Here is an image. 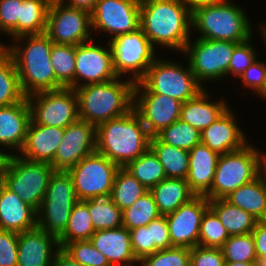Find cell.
I'll use <instances>...</instances> for the list:
<instances>
[{
	"mask_svg": "<svg viewBox=\"0 0 266 266\" xmlns=\"http://www.w3.org/2000/svg\"><path fill=\"white\" fill-rule=\"evenodd\" d=\"M124 168L149 191L167 178L163 165L150 147Z\"/></svg>",
	"mask_w": 266,
	"mask_h": 266,
	"instance_id": "34",
	"label": "cell"
},
{
	"mask_svg": "<svg viewBox=\"0 0 266 266\" xmlns=\"http://www.w3.org/2000/svg\"><path fill=\"white\" fill-rule=\"evenodd\" d=\"M92 42L90 40L76 46L75 88L117 78L113 68L111 47L106 49ZM79 81L85 83L81 85Z\"/></svg>",
	"mask_w": 266,
	"mask_h": 266,
	"instance_id": "17",
	"label": "cell"
},
{
	"mask_svg": "<svg viewBox=\"0 0 266 266\" xmlns=\"http://www.w3.org/2000/svg\"><path fill=\"white\" fill-rule=\"evenodd\" d=\"M224 266H257V262H225Z\"/></svg>",
	"mask_w": 266,
	"mask_h": 266,
	"instance_id": "58",
	"label": "cell"
},
{
	"mask_svg": "<svg viewBox=\"0 0 266 266\" xmlns=\"http://www.w3.org/2000/svg\"><path fill=\"white\" fill-rule=\"evenodd\" d=\"M189 152V173L186 181L196 196H205L212 187L220 154L202 142Z\"/></svg>",
	"mask_w": 266,
	"mask_h": 266,
	"instance_id": "26",
	"label": "cell"
},
{
	"mask_svg": "<svg viewBox=\"0 0 266 266\" xmlns=\"http://www.w3.org/2000/svg\"><path fill=\"white\" fill-rule=\"evenodd\" d=\"M153 194L160 215L174 212L179 206L189 202L196 195L191 191L185 179L165 178L155 185Z\"/></svg>",
	"mask_w": 266,
	"mask_h": 266,
	"instance_id": "28",
	"label": "cell"
},
{
	"mask_svg": "<svg viewBox=\"0 0 266 266\" xmlns=\"http://www.w3.org/2000/svg\"><path fill=\"white\" fill-rule=\"evenodd\" d=\"M257 266H266V258L257 259Z\"/></svg>",
	"mask_w": 266,
	"mask_h": 266,
	"instance_id": "59",
	"label": "cell"
},
{
	"mask_svg": "<svg viewBox=\"0 0 266 266\" xmlns=\"http://www.w3.org/2000/svg\"><path fill=\"white\" fill-rule=\"evenodd\" d=\"M58 1L71 7L86 10L90 13L94 10L97 2V0H68L67 3L65 0Z\"/></svg>",
	"mask_w": 266,
	"mask_h": 266,
	"instance_id": "54",
	"label": "cell"
},
{
	"mask_svg": "<svg viewBox=\"0 0 266 266\" xmlns=\"http://www.w3.org/2000/svg\"><path fill=\"white\" fill-rule=\"evenodd\" d=\"M151 136L134 108L96 127V151L119 167L142 155L150 147Z\"/></svg>",
	"mask_w": 266,
	"mask_h": 266,
	"instance_id": "2",
	"label": "cell"
},
{
	"mask_svg": "<svg viewBox=\"0 0 266 266\" xmlns=\"http://www.w3.org/2000/svg\"><path fill=\"white\" fill-rule=\"evenodd\" d=\"M54 171L50 163L31 161L12 154L2 183L38 211Z\"/></svg>",
	"mask_w": 266,
	"mask_h": 266,
	"instance_id": "8",
	"label": "cell"
},
{
	"mask_svg": "<svg viewBox=\"0 0 266 266\" xmlns=\"http://www.w3.org/2000/svg\"><path fill=\"white\" fill-rule=\"evenodd\" d=\"M150 148L164 167L167 178L185 179L189 173V152L161 142L156 136L150 138Z\"/></svg>",
	"mask_w": 266,
	"mask_h": 266,
	"instance_id": "31",
	"label": "cell"
},
{
	"mask_svg": "<svg viewBox=\"0 0 266 266\" xmlns=\"http://www.w3.org/2000/svg\"><path fill=\"white\" fill-rule=\"evenodd\" d=\"M160 216L153 194L148 191L138 198L130 207L122 211L123 227L132 230L147 226Z\"/></svg>",
	"mask_w": 266,
	"mask_h": 266,
	"instance_id": "39",
	"label": "cell"
},
{
	"mask_svg": "<svg viewBox=\"0 0 266 266\" xmlns=\"http://www.w3.org/2000/svg\"><path fill=\"white\" fill-rule=\"evenodd\" d=\"M257 177L258 149L247 144L239 150L220 154L211 190L205 196L209 200L225 198Z\"/></svg>",
	"mask_w": 266,
	"mask_h": 266,
	"instance_id": "9",
	"label": "cell"
},
{
	"mask_svg": "<svg viewBox=\"0 0 266 266\" xmlns=\"http://www.w3.org/2000/svg\"><path fill=\"white\" fill-rule=\"evenodd\" d=\"M52 266H82L79 262L68 255L62 248L57 250Z\"/></svg>",
	"mask_w": 266,
	"mask_h": 266,
	"instance_id": "53",
	"label": "cell"
},
{
	"mask_svg": "<svg viewBox=\"0 0 266 266\" xmlns=\"http://www.w3.org/2000/svg\"><path fill=\"white\" fill-rule=\"evenodd\" d=\"M22 0H0V30L17 38V20Z\"/></svg>",
	"mask_w": 266,
	"mask_h": 266,
	"instance_id": "47",
	"label": "cell"
},
{
	"mask_svg": "<svg viewBox=\"0 0 266 266\" xmlns=\"http://www.w3.org/2000/svg\"><path fill=\"white\" fill-rule=\"evenodd\" d=\"M227 230L216 213L209 207L201 220L198 245L203 247L221 248L229 238Z\"/></svg>",
	"mask_w": 266,
	"mask_h": 266,
	"instance_id": "42",
	"label": "cell"
},
{
	"mask_svg": "<svg viewBox=\"0 0 266 266\" xmlns=\"http://www.w3.org/2000/svg\"><path fill=\"white\" fill-rule=\"evenodd\" d=\"M59 248L58 238L38 227L20 232L17 266H52Z\"/></svg>",
	"mask_w": 266,
	"mask_h": 266,
	"instance_id": "20",
	"label": "cell"
},
{
	"mask_svg": "<svg viewBox=\"0 0 266 266\" xmlns=\"http://www.w3.org/2000/svg\"><path fill=\"white\" fill-rule=\"evenodd\" d=\"M10 156V153L0 152V183L3 181Z\"/></svg>",
	"mask_w": 266,
	"mask_h": 266,
	"instance_id": "57",
	"label": "cell"
},
{
	"mask_svg": "<svg viewBox=\"0 0 266 266\" xmlns=\"http://www.w3.org/2000/svg\"><path fill=\"white\" fill-rule=\"evenodd\" d=\"M261 29H262L261 30L262 31L261 33H262L263 38L265 40L264 42L266 43V25H263V27Z\"/></svg>",
	"mask_w": 266,
	"mask_h": 266,
	"instance_id": "60",
	"label": "cell"
},
{
	"mask_svg": "<svg viewBox=\"0 0 266 266\" xmlns=\"http://www.w3.org/2000/svg\"><path fill=\"white\" fill-rule=\"evenodd\" d=\"M225 262H257L254 238L251 233L230 236L221 247Z\"/></svg>",
	"mask_w": 266,
	"mask_h": 266,
	"instance_id": "41",
	"label": "cell"
},
{
	"mask_svg": "<svg viewBox=\"0 0 266 266\" xmlns=\"http://www.w3.org/2000/svg\"><path fill=\"white\" fill-rule=\"evenodd\" d=\"M96 151V127L78 119L65 128L63 138L50 163L55 171H68L85 156Z\"/></svg>",
	"mask_w": 266,
	"mask_h": 266,
	"instance_id": "16",
	"label": "cell"
},
{
	"mask_svg": "<svg viewBox=\"0 0 266 266\" xmlns=\"http://www.w3.org/2000/svg\"><path fill=\"white\" fill-rule=\"evenodd\" d=\"M76 45L52 44L50 62L56 76V89H75Z\"/></svg>",
	"mask_w": 266,
	"mask_h": 266,
	"instance_id": "35",
	"label": "cell"
},
{
	"mask_svg": "<svg viewBox=\"0 0 266 266\" xmlns=\"http://www.w3.org/2000/svg\"><path fill=\"white\" fill-rule=\"evenodd\" d=\"M181 1L191 12L207 5L215 4L221 0H179Z\"/></svg>",
	"mask_w": 266,
	"mask_h": 266,
	"instance_id": "55",
	"label": "cell"
},
{
	"mask_svg": "<svg viewBox=\"0 0 266 266\" xmlns=\"http://www.w3.org/2000/svg\"><path fill=\"white\" fill-rule=\"evenodd\" d=\"M203 89L190 65L185 68L177 63L156 58L145 76L135 83L134 93H157L184 103Z\"/></svg>",
	"mask_w": 266,
	"mask_h": 266,
	"instance_id": "6",
	"label": "cell"
},
{
	"mask_svg": "<svg viewBox=\"0 0 266 266\" xmlns=\"http://www.w3.org/2000/svg\"><path fill=\"white\" fill-rule=\"evenodd\" d=\"M151 235L153 242V253L173 247L171 244L166 215H160L151 221Z\"/></svg>",
	"mask_w": 266,
	"mask_h": 266,
	"instance_id": "51",
	"label": "cell"
},
{
	"mask_svg": "<svg viewBox=\"0 0 266 266\" xmlns=\"http://www.w3.org/2000/svg\"><path fill=\"white\" fill-rule=\"evenodd\" d=\"M192 12L179 0L140 1V28L152 45L184 52L190 38Z\"/></svg>",
	"mask_w": 266,
	"mask_h": 266,
	"instance_id": "1",
	"label": "cell"
},
{
	"mask_svg": "<svg viewBox=\"0 0 266 266\" xmlns=\"http://www.w3.org/2000/svg\"><path fill=\"white\" fill-rule=\"evenodd\" d=\"M209 207L216 213L229 236L251 233L258 222L250 213L232 205L225 198L209 200Z\"/></svg>",
	"mask_w": 266,
	"mask_h": 266,
	"instance_id": "29",
	"label": "cell"
},
{
	"mask_svg": "<svg viewBox=\"0 0 266 266\" xmlns=\"http://www.w3.org/2000/svg\"><path fill=\"white\" fill-rule=\"evenodd\" d=\"M182 104L183 102L166 95L134 93L133 108L151 137L180 119Z\"/></svg>",
	"mask_w": 266,
	"mask_h": 266,
	"instance_id": "19",
	"label": "cell"
},
{
	"mask_svg": "<svg viewBox=\"0 0 266 266\" xmlns=\"http://www.w3.org/2000/svg\"><path fill=\"white\" fill-rule=\"evenodd\" d=\"M27 99L31 119L36 124L66 128L79 119L78 97L71 87L40 91L27 96Z\"/></svg>",
	"mask_w": 266,
	"mask_h": 266,
	"instance_id": "12",
	"label": "cell"
},
{
	"mask_svg": "<svg viewBox=\"0 0 266 266\" xmlns=\"http://www.w3.org/2000/svg\"><path fill=\"white\" fill-rule=\"evenodd\" d=\"M242 82L249 88L253 89L256 94L260 93L265 86L266 81V63L255 60L246 70L239 76Z\"/></svg>",
	"mask_w": 266,
	"mask_h": 266,
	"instance_id": "50",
	"label": "cell"
},
{
	"mask_svg": "<svg viewBox=\"0 0 266 266\" xmlns=\"http://www.w3.org/2000/svg\"><path fill=\"white\" fill-rule=\"evenodd\" d=\"M18 233L0 229V266H17Z\"/></svg>",
	"mask_w": 266,
	"mask_h": 266,
	"instance_id": "49",
	"label": "cell"
},
{
	"mask_svg": "<svg viewBox=\"0 0 266 266\" xmlns=\"http://www.w3.org/2000/svg\"><path fill=\"white\" fill-rule=\"evenodd\" d=\"M91 13L51 0L45 34L55 44L78 45L92 40Z\"/></svg>",
	"mask_w": 266,
	"mask_h": 266,
	"instance_id": "14",
	"label": "cell"
},
{
	"mask_svg": "<svg viewBox=\"0 0 266 266\" xmlns=\"http://www.w3.org/2000/svg\"><path fill=\"white\" fill-rule=\"evenodd\" d=\"M117 77L104 83L75 88L78 97L79 119L95 127L110 119L129 113L134 105L135 82L119 81Z\"/></svg>",
	"mask_w": 266,
	"mask_h": 266,
	"instance_id": "3",
	"label": "cell"
},
{
	"mask_svg": "<svg viewBox=\"0 0 266 266\" xmlns=\"http://www.w3.org/2000/svg\"><path fill=\"white\" fill-rule=\"evenodd\" d=\"M225 199L258 221H266V186L258 177L232 191Z\"/></svg>",
	"mask_w": 266,
	"mask_h": 266,
	"instance_id": "30",
	"label": "cell"
},
{
	"mask_svg": "<svg viewBox=\"0 0 266 266\" xmlns=\"http://www.w3.org/2000/svg\"><path fill=\"white\" fill-rule=\"evenodd\" d=\"M112 50L113 68L117 77L130 72L131 80L139 82L156 60L155 47L141 28L120 34L108 42Z\"/></svg>",
	"mask_w": 266,
	"mask_h": 266,
	"instance_id": "10",
	"label": "cell"
},
{
	"mask_svg": "<svg viewBox=\"0 0 266 266\" xmlns=\"http://www.w3.org/2000/svg\"><path fill=\"white\" fill-rule=\"evenodd\" d=\"M89 207L91 221L95 231L116 229L123 226L122 210L110 196L84 201Z\"/></svg>",
	"mask_w": 266,
	"mask_h": 266,
	"instance_id": "38",
	"label": "cell"
},
{
	"mask_svg": "<svg viewBox=\"0 0 266 266\" xmlns=\"http://www.w3.org/2000/svg\"><path fill=\"white\" fill-rule=\"evenodd\" d=\"M228 108L215 122L200 132L201 142L219 154L239 150L247 145L233 111Z\"/></svg>",
	"mask_w": 266,
	"mask_h": 266,
	"instance_id": "21",
	"label": "cell"
},
{
	"mask_svg": "<svg viewBox=\"0 0 266 266\" xmlns=\"http://www.w3.org/2000/svg\"><path fill=\"white\" fill-rule=\"evenodd\" d=\"M94 232L89 207L79 200L72 208L64 232L58 237L60 248L73 241L90 240Z\"/></svg>",
	"mask_w": 266,
	"mask_h": 266,
	"instance_id": "36",
	"label": "cell"
},
{
	"mask_svg": "<svg viewBox=\"0 0 266 266\" xmlns=\"http://www.w3.org/2000/svg\"><path fill=\"white\" fill-rule=\"evenodd\" d=\"M62 249L82 266H111L107 258L90 240L66 243Z\"/></svg>",
	"mask_w": 266,
	"mask_h": 266,
	"instance_id": "43",
	"label": "cell"
},
{
	"mask_svg": "<svg viewBox=\"0 0 266 266\" xmlns=\"http://www.w3.org/2000/svg\"><path fill=\"white\" fill-rule=\"evenodd\" d=\"M239 43L198 38L186 44L184 52L197 81L219 80L227 75L234 48Z\"/></svg>",
	"mask_w": 266,
	"mask_h": 266,
	"instance_id": "13",
	"label": "cell"
},
{
	"mask_svg": "<svg viewBox=\"0 0 266 266\" xmlns=\"http://www.w3.org/2000/svg\"><path fill=\"white\" fill-rule=\"evenodd\" d=\"M51 0H22L17 20V37L45 33Z\"/></svg>",
	"mask_w": 266,
	"mask_h": 266,
	"instance_id": "33",
	"label": "cell"
},
{
	"mask_svg": "<svg viewBox=\"0 0 266 266\" xmlns=\"http://www.w3.org/2000/svg\"><path fill=\"white\" fill-rule=\"evenodd\" d=\"M191 24L202 39L235 43L252 39V26L244 10L227 0L194 10Z\"/></svg>",
	"mask_w": 266,
	"mask_h": 266,
	"instance_id": "5",
	"label": "cell"
},
{
	"mask_svg": "<svg viewBox=\"0 0 266 266\" xmlns=\"http://www.w3.org/2000/svg\"><path fill=\"white\" fill-rule=\"evenodd\" d=\"M250 40L239 43L235 48L233 55L231 56L228 74H233L238 77L249 67L257 58L254 46L250 45Z\"/></svg>",
	"mask_w": 266,
	"mask_h": 266,
	"instance_id": "45",
	"label": "cell"
},
{
	"mask_svg": "<svg viewBox=\"0 0 266 266\" xmlns=\"http://www.w3.org/2000/svg\"><path fill=\"white\" fill-rule=\"evenodd\" d=\"M133 253L139 263L144 257L153 254L151 222L147 226L129 230Z\"/></svg>",
	"mask_w": 266,
	"mask_h": 266,
	"instance_id": "46",
	"label": "cell"
},
{
	"mask_svg": "<svg viewBox=\"0 0 266 266\" xmlns=\"http://www.w3.org/2000/svg\"><path fill=\"white\" fill-rule=\"evenodd\" d=\"M91 27L104 30L111 38L140 28L139 0H97L91 12Z\"/></svg>",
	"mask_w": 266,
	"mask_h": 266,
	"instance_id": "15",
	"label": "cell"
},
{
	"mask_svg": "<svg viewBox=\"0 0 266 266\" xmlns=\"http://www.w3.org/2000/svg\"><path fill=\"white\" fill-rule=\"evenodd\" d=\"M155 136L161 142L187 151L201 142L200 131L181 119L162 129Z\"/></svg>",
	"mask_w": 266,
	"mask_h": 266,
	"instance_id": "40",
	"label": "cell"
},
{
	"mask_svg": "<svg viewBox=\"0 0 266 266\" xmlns=\"http://www.w3.org/2000/svg\"><path fill=\"white\" fill-rule=\"evenodd\" d=\"M263 170V172H262ZM258 178L266 186V154L258 152Z\"/></svg>",
	"mask_w": 266,
	"mask_h": 266,
	"instance_id": "56",
	"label": "cell"
},
{
	"mask_svg": "<svg viewBox=\"0 0 266 266\" xmlns=\"http://www.w3.org/2000/svg\"><path fill=\"white\" fill-rule=\"evenodd\" d=\"M208 208L206 196H195L166 215L172 246L191 249L198 245L201 220Z\"/></svg>",
	"mask_w": 266,
	"mask_h": 266,
	"instance_id": "18",
	"label": "cell"
},
{
	"mask_svg": "<svg viewBox=\"0 0 266 266\" xmlns=\"http://www.w3.org/2000/svg\"><path fill=\"white\" fill-rule=\"evenodd\" d=\"M148 191L128 170L120 167L115 175L110 198L123 211Z\"/></svg>",
	"mask_w": 266,
	"mask_h": 266,
	"instance_id": "37",
	"label": "cell"
},
{
	"mask_svg": "<svg viewBox=\"0 0 266 266\" xmlns=\"http://www.w3.org/2000/svg\"><path fill=\"white\" fill-rule=\"evenodd\" d=\"M30 121L31 108L27 97L15 104L0 106V144L21 152Z\"/></svg>",
	"mask_w": 266,
	"mask_h": 266,
	"instance_id": "22",
	"label": "cell"
},
{
	"mask_svg": "<svg viewBox=\"0 0 266 266\" xmlns=\"http://www.w3.org/2000/svg\"><path fill=\"white\" fill-rule=\"evenodd\" d=\"M78 201L71 175L67 171H54L37 211V227L58 238L64 232L72 208Z\"/></svg>",
	"mask_w": 266,
	"mask_h": 266,
	"instance_id": "7",
	"label": "cell"
},
{
	"mask_svg": "<svg viewBox=\"0 0 266 266\" xmlns=\"http://www.w3.org/2000/svg\"><path fill=\"white\" fill-rule=\"evenodd\" d=\"M225 259L221 248L197 245L190 249L189 266H224Z\"/></svg>",
	"mask_w": 266,
	"mask_h": 266,
	"instance_id": "48",
	"label": "cell"
},
{
	"mask_svg": "<svg viewBox=\"0 0 266 266\" xmlns=\"http://www.w3.org/2000/svg\"><path fill=\"white\" fill-rule=\"evenodd\" d=\"M90 241L111 266H133L138 262L132 250L129 230L123 226L95 231Z\"/></svg>",
	"mask_w": 266,
	"mask_h": 266,
	"instance_id": "24",
	"label": "cell"
},
{
	"mask_svg": "<svg viewBox=\"0 0 266 266\" xmlns=\"http://www.w3.org/2000/svg\"><path fill=\"white\" fill-rule=\"evenodd\" d=\"M139 262L141 266H189L190 248L173 246L157 250Z\"/></svg>",
	"mask_w": 266,
	"mask_h": 266,
	"instance_id": "44",
	"label": "cell"
},
{
	"mask_svg": "<svg viewBox=\"0 0 266 266\" xmlns=\"http://www.w3.org/2000/svg\"><path fill=\"white\" fill-rule=\"evenodd\" d=\"M119 168L98 151L85 156L67 171L74 182L77 199L85 201L110 196Z\"/></svg>",
	"mask_w": 266,
	"mask_h": 266,
	"instance_id": "11",
	"label": "cell"
},
{
	"mask_svg": "<svg viewBox=\"0 0 266 266\" xmlns=\"http://www.w3.org/2000/svg\"><path fill=\"white\" fill-rule=\"evenodd\" d=\"M259 95H261L262 97L266 99V81H265V86L262 89V91L259 93Z\"/></svg>",
	"mask_w": 266,
	"mask_h": 266,
	"instance_id": "61",
	"label": "cell"
},
{
	"mask_svg": "<svg viewBox=\"0 0 266 266\" xmlns=\"http://www.w3.org/2000/svg\"><path fill=\"white\" fill-rule=\"evenodd\" d=\"M258 259L266 258V221H258L251 232Z\"/></svg>",
	"mask_w": 266,
	"mask_h": 266,
	"instance_id": "52",
	"label": "cell"
},
{
	"mask_svg": "<svg viewBox=\"0 0 266 266\" xmlns=\"http://www.w3.org/2000/svg\"><path fill=\"white\" fill-rule=\"evenodd\" d=\"M25 38L24 48L20 44L5 47L15 62L23 93L29 96L55 90L56 76L50 62L52 40L45 33L22 35L14 39L20 43Z\"/></svg>",
	"mask_w": 266,
	"mask_h": 266,
	"instance_id": "4",
	"label": "cell"
},
{
	"mask_svg": "<svg viewBox=\"0 0 266 266\" xmlns=\"http://www.w3.org/2000/svg\"><path fill=\"white\" fill-rule=\"evenodd\" d=\"M64 132L65 128L39 125L31 119L21 156L31 161L51 163Z\"/></svg>",
	"mask_w": 266,
	"mask_h": 266,
	"instance_id": "25",
	"label": "cell"
},
{
	"mask_svg": "<svg viewBox=\"0 0 266 266\" xmlns=\"http://www.w3.org/2000/svg\"><path fill=\"white\" fill-rule=\"evenodd\" d=\"M26 97L11 54L5 46H0V106L21 102Z\"/></svg>",
	"mask_w": 266,
	"mask_h": 266,
	"instance_id": "32",
	"label": "cell"
},
{
	"mask_svg": "<svg viewBox=\"0 0 266 266\" xmlns=\"http://www.w3.org/2000/svg\"><path fill=\"white\" fill-rule=\"evenodd\" d=\"M206 89L182 104L180 119L198 131H203L215 122L227 109L223 101L211 103L208 101Z\"/></svg>",
	"mask_w": 266,
	"mask_h": 266,
	"instance_id": "27",
	"label": "cell"
},
{
	"mask_svg": "<svg viewBox=\"0 0 266 266\" xmlns=\"http://www.w3.org/2000/svg\"><path fill=\"white\" fill-rule=\"evenodd\" d=\"M36 227L37 211L1 182L0 229L20 233Z\"/></svg>",
	"mask_w": 266,
	"mask_h": 266,
	"instance_id": "23",
	"label": "cell"
}]
</instances>
